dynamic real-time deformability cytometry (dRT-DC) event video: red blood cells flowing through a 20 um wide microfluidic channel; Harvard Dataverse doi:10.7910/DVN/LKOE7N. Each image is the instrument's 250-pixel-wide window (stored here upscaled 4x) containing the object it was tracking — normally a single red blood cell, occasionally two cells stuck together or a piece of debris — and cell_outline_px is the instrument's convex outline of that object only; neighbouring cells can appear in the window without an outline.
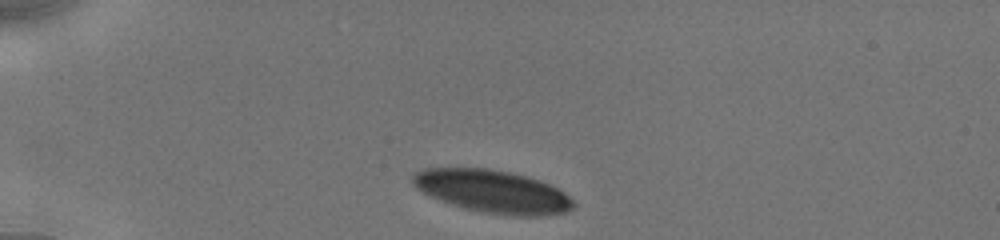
{"species": "human", "species_latin": "Homo sapiens", "temperature_condition": "cold", "stored_images_in_passage": 10, "camera_frame_rate_fps": 3000, "um_per_image_px": 0.085, "donor": {"sex": "male"}, "frame": {"image": 1, "passage_image": 1, "time_ms": 0.0, "image_size_px": [1000, 240], "cell_outline_px": [[576, 204], [568, 212], [544, 216], [516, 216], [484, 212], [464, 208], [440, 200], [416, 188], [412, 184], [412, 176], [416, 172], [424, 168], [488, 168], [528, 176], [540, 180], [564, 192]], "centroid_in_image_um": [41.89, 16.27], "position_along_channel_um": 43.1, "area_um2": 39.94}}
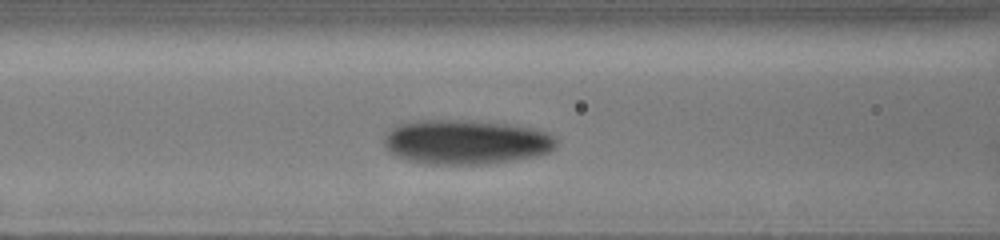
{"frame": {"image": 2, "passage_image": 7, "time_ms": 3.333, "image_size_px": [1000, 240], "cell_outline_px": [[556, 148], [548, 152], [536, 156], [492, 164], [432, 164], [408, 160], [396, 156], [388, 152], [384, 144], [384, 136], [396, 124], [416, 120], [468, 120], [508, 124], [532, 128], [548, 132], [556, 140]], "centroid_in_image_um": [39.59, 12.07], "position_along_channel_um": 127.0, "area_um2": 44.97}}
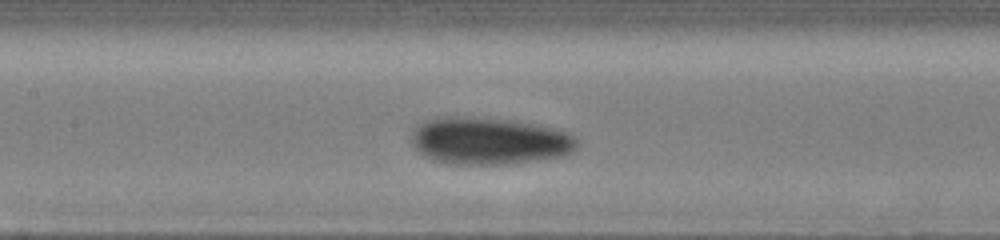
{"frame": {"image": 3, "passage_image": 9, "time_ms": 4.333, "image_size_px": [1000, 240], "cell_outline_px": [[580, 144], [572, 152], [560, 156], [512, 164], [452, 164], [432, 160], [424, 156], [412, 144], [412, 128], [416, 124], [424, 120], [452, 116], [512, 120], [540, 124], [568, 132], [580, 140]], "centroid_in_image_um": [41.59, 11.97], "position_along_channel_um": 165.8, "area_um2": 45.95}}